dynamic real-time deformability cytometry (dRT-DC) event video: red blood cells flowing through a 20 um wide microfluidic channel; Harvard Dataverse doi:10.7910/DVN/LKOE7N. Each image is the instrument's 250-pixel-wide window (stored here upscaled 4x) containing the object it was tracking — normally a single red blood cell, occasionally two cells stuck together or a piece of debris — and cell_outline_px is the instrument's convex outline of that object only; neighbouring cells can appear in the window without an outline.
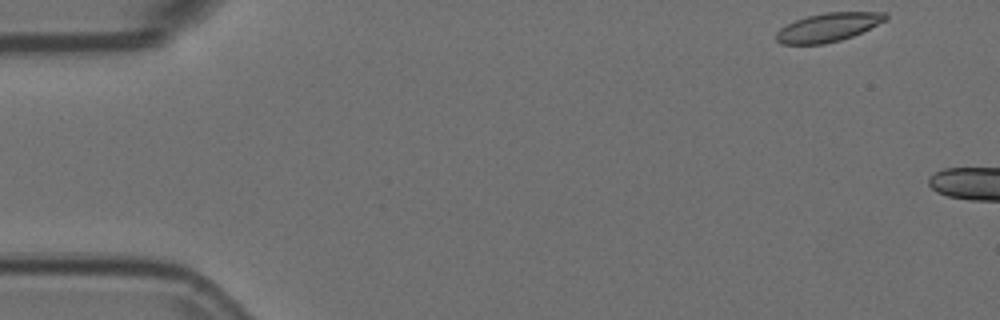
{"species": "Egyptian fruit bat (a non-hibernating species)", "species_latin": "Rousettus aegyptiacus", "temperature_condition": "room temperature", "stored_images_in_passage": 3, "camera_frame_rate_fps": 3000, "um_per_image_px": 0.085, "animal": {"sex": "female"}, "frame": {"image": 1, "passage_image": 1, "time_ms": 0.0, "image_size_px": [1000, 320], "cell_outline_px": [[888, 20], [852, 36], [840, 40], [824, 44], [780, 44], [776, 40], [776, 32], [780, 28], [796, 20], [808, 16], [828, 12], [888, 12]], "centroid_in_image_um": [70.42, 2.32], "position_along_channel_um": 14.6, "area_um2": 18.21}}